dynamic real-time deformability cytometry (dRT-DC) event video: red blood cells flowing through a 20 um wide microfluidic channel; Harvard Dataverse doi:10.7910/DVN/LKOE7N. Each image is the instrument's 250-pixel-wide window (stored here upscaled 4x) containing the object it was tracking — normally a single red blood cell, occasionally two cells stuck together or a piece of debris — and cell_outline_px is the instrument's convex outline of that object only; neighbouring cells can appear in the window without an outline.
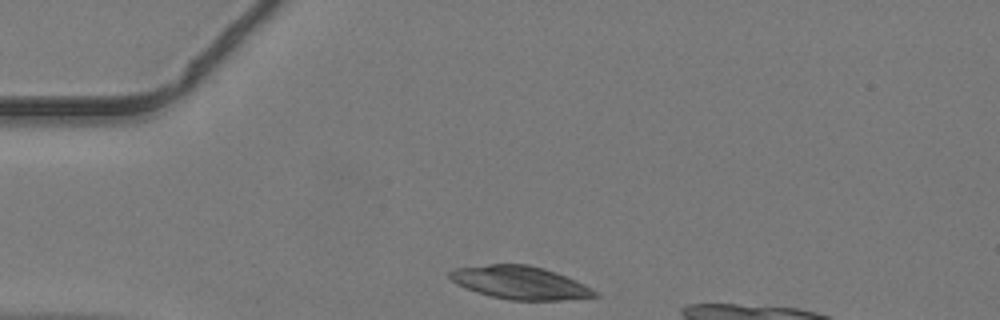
{"species": "common noctule bat (a hibernating species)", "species_latin": "Nyctalus noctula", "temperature_condition": "warm", "stored_images_in_passage": 31, "camera_frame_rate_fps": 3000, "um_per_image_px": 0.085, "animal": {"sex": "male", "body_mass_g": 19.2, "forearm_length_mm": 51.8}, "frame": {"image": 1, "passage_image": 1, "time_ms": 0.0, "image_size_px": [1000, 320], "cell_outline_px": [[600, 296], [560, 300], [508, 300], [476, 292], [464, 288], [456, 284], [448, 276], [448, 272], [452, 268], [488, 264], [528, 264], [544, 268], [556, 272], [576, 280], [592, 288]], "centroid_in_image_um": [44.17, 24.01], "position_along_channel_um": 40.8, "area_um2": 28.09}}
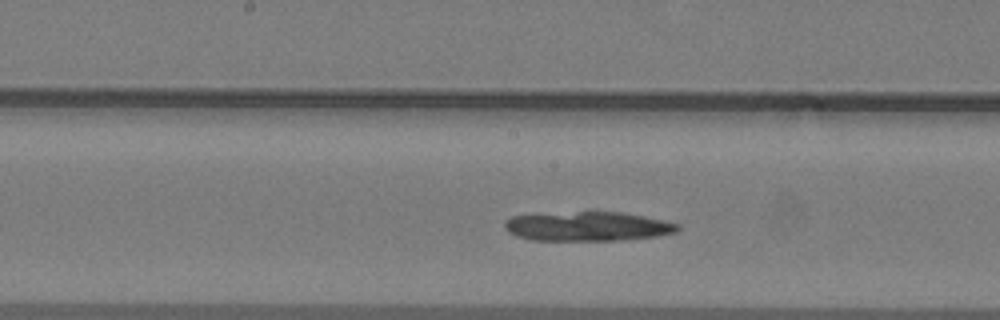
{"frame": {"image": 2, "passage_image": 14, "time_ms": 4.333, "image_size_px": [1000, 320], "cell_outline_px": [[680, 228], [676, 232], [660, 236], [616, 240], [532, 240], [516, 236], [508, 232], [504, 228], [504, 224], [512, 216], [580, 212], [620, 212], [664, 220], [680, 224]], "centroid_in_image_um": [49.99, 19.25], "position_along_channel_um": 198.2, "area_um2": 29.25}}
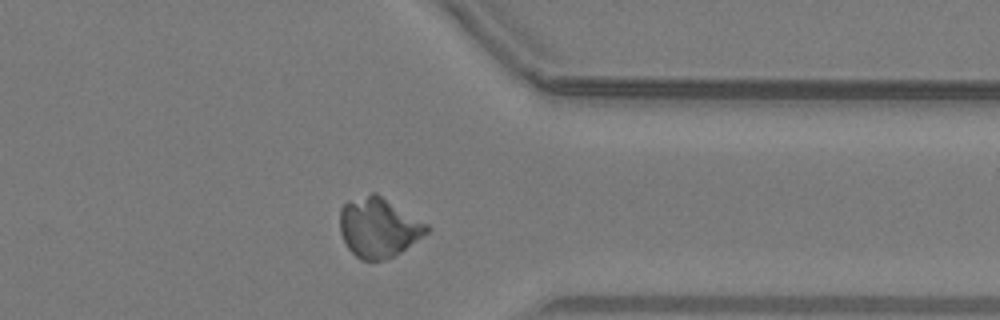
{"frame": {"image": 3, "passage_image": 27, "time_ms": 8.667, "image_size_px": [1000, 320], "cell_outline_px": [[432, 228], [424, 236], [400, 252], [384, 260], [360, 260], [348, 248], [340, 232], [340, 208], [348, 200], [372, 192], [376, 192], [428, 224]], "centroid_in_image_um": [32.18, 19.32], "position_along_channel_um": 379.2, "area_um2": 30.29}}